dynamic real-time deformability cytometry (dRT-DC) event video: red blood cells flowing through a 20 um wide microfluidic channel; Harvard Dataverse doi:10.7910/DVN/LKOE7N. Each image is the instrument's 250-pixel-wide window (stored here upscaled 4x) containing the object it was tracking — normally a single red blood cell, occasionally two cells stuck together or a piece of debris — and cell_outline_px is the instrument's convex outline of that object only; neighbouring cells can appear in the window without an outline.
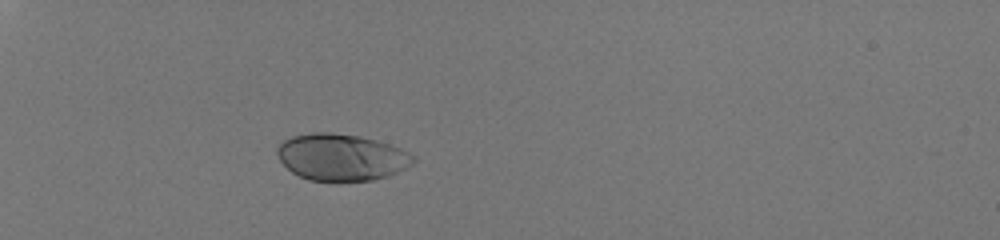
{"species": "human", "species_latin": "Homo sapiens", "temperature_condition": "room temperature", "stored_images_in_passage": 31, "camera_frame_rate_fps": 3000, "um_per_image_px": 0.085, "donor": {"sex": "male"}, "frame": {"image": 1, "passage_image": 1, "time_ms": 0.0, "image_size_px": [1000, 240], "cell_outline_px": [[416, 160], [412, 164], [388, 176], [372, 180], [308, 180], [292, 172], [276, 156], [276, 148], [284, 140], [292, 136], [312, 132], [332, 132], [360, 136], [376, 140], [400, 148], [416, 156]], "centroid_in_image_um": [29.01, 13.34], "position_along_channel_um": 56.0, "area_um2": 36.93}}
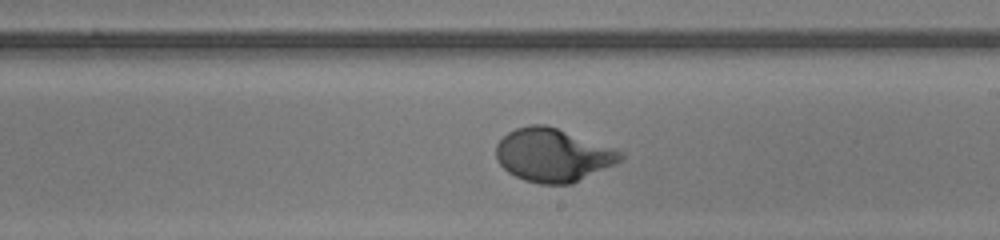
{"frame": {"image": 2, "passage_image": 18, "time_ms": 5.667, "image_size_px": [1000, 240], "cell_outline_px": [[624, 156], [620, 160], [572, 184], [540, 184], [524, 180], [508, 172], [496, 160], [496, 144], [508, 132], [516, 128], [528, 124], [544, 124], [556, 128], [624, 152]], "centroid_in_image_um": [46.94, 13.18], "position_along_channel_um": 242.1, "area_um2": 38.09}}
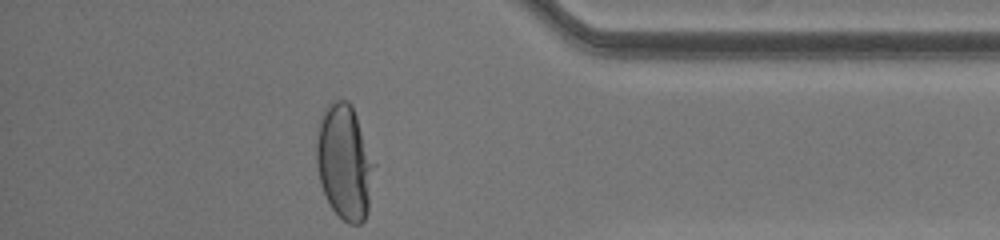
{"frame": {"image": 3, "passage_image": 31, "time_ms": 10.0, "image_size_px": [1000, 240], "cell_outline_px": [[376, 164], [368, 212], [364, 220], [360, 224], [348, 224], [332, 208], [320, 184], [316, 164], [316, 144], [320, 116], [324, 108], [332, 100], [348, 100], [352, 104]], "centroid_in_image_um": [29.3, 13.75], "position_along_channel_um": 405.9, "area_um2": 39.19}, "authors_computed_cell_mechanics": {"area_um2": 37.859, "velocity_mm_per_s": 4.0657, "shape_relaxation_time_tau1_ms": 3.4783, "shape_relaxation_time_tau2_ms": null, "deformation_change_tau1": 0.211, "deformation_change_tau2": null}}